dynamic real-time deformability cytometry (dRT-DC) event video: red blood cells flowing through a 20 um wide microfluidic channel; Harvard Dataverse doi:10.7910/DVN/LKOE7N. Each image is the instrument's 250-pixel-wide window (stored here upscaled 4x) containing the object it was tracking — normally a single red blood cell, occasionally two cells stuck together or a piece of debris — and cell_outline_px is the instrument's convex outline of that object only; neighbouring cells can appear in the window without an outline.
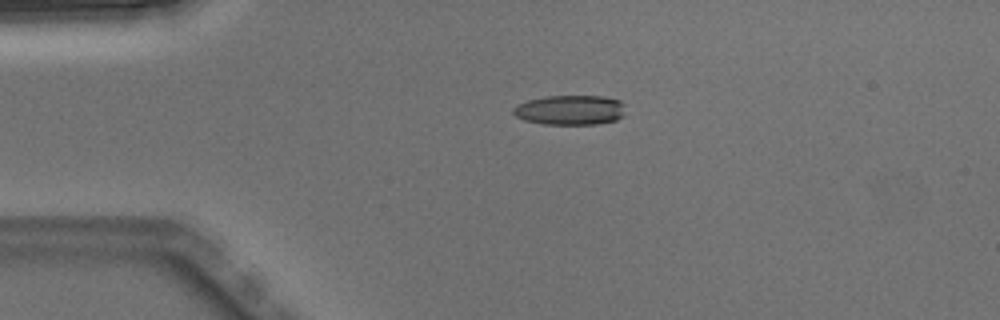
{"species": "Egyptian fruit bat (a non-hibernating species)", "species_latin": "Rousettus aegyptiacus", "temperature_condition": "warm", "stored_images_in_passage": 3, "camera_frame_rate_fps": 3000, "um_per_image_px": 0.085, "animal": {"sex": "male"}, "frame": {"image": 1, "passage_image": 3, "time_ms": 0.667, "image_size_px": [1000, 320], "cell_outline_px": [[624, 116], [616, 120], [596, 124], [544, 124], [524, 120], [516, 116], [512, 112], [512, 108], [516, 104], [528, 100], [544, 96], [604, 96], [620, 100], [624, 104]], "centroid_in_image_um": [48.46, 9.34], "position_along_channel_um": 36.5, "area_um2": 19.65}}